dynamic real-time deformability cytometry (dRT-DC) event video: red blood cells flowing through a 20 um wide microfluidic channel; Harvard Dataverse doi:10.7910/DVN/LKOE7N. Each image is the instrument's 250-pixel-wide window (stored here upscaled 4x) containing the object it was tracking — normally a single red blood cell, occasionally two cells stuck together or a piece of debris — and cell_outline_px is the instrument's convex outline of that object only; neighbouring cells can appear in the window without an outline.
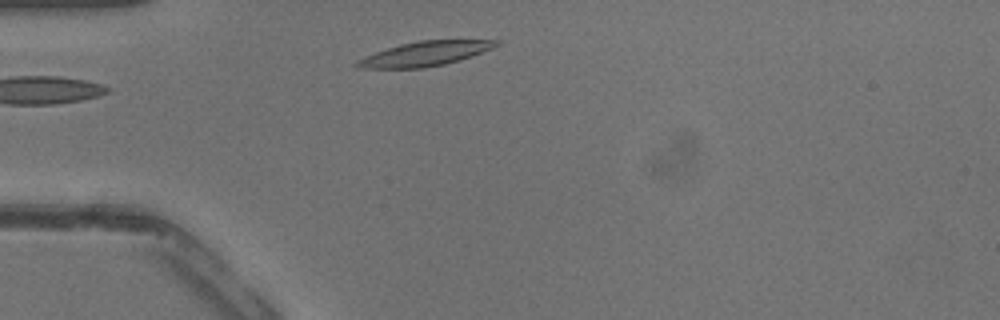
{"species": "common noctule bat (a hibernating species)", "species_latin": "Nyctalus noctula", "temperature_condition": "warm", "stored_images_in_passage": 29, "camera_frame_rate_fps": 3000, "um_per_image_px": 0.085, "animal": {"sex": "male", "body_mass_g": 13.3}, "frame": {"image": 1, "passage_image": 1, "time_ms": 0.0, "image_size_px": [1000, 320], "cell_outline_px": [[500, 44], [492, 48], [472, 56], [460, 60], [444, 64], [424, 68], [360, 68], [352, 64], [376, 52], [400, 44], [420, 40], [500, 40]], "centroid_in_image_um": [36.16, 4.56], "position_along_channel_um": 48.8, "area_um2": 19.59}}
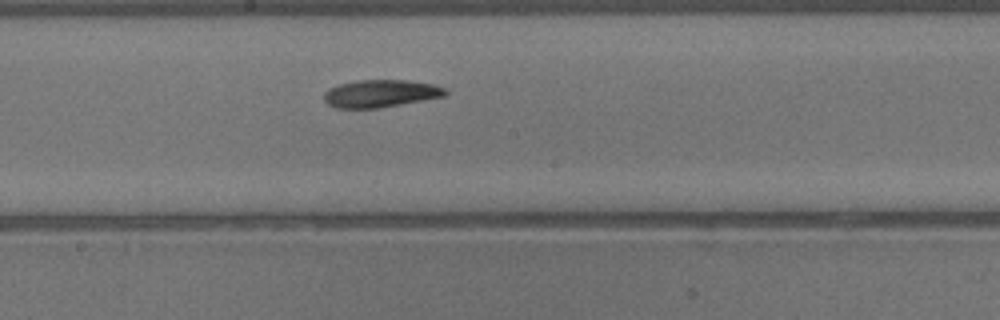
{"frame": {"image": 2, "passage_image": 12, "time_ms": 3.667, "image_size_px": [1000, 320], "cell_outline_px": [[448, 92], [444, 96], [380, 108], [336, 108], [328, 104], [324, 100], [324, 92], [328, 88], [340, 84], [356, 80], [408, 80], [432, 84], [444, 88]], "centroid_in_image_um": [32.32, 7.95], "position_along_channel_um": 215.9, "area_um2": 19.42}}
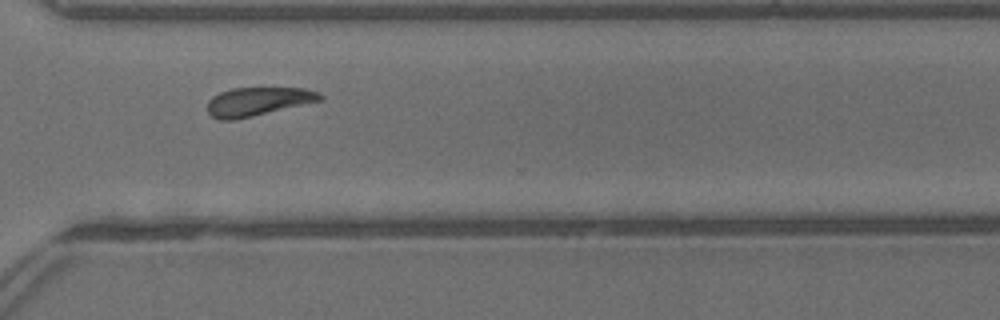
{"frame": {"image": 3, "passage_image": 20, "time_ms": 6.333, "image_size_px": [1000, 320], "cell_outline_px": [[324, 100], [252, 116], [232, 120], [220, 120], [212, 116], [208, 112], [208, 100], [212, 96], [220, 92], [232, 88], [304, 88], [316, 92], [324, 96]], "centroid_in_image_um": [21.92, 8.62], "position_along_channel_um": 348.7, "area_um2": 18.67}}